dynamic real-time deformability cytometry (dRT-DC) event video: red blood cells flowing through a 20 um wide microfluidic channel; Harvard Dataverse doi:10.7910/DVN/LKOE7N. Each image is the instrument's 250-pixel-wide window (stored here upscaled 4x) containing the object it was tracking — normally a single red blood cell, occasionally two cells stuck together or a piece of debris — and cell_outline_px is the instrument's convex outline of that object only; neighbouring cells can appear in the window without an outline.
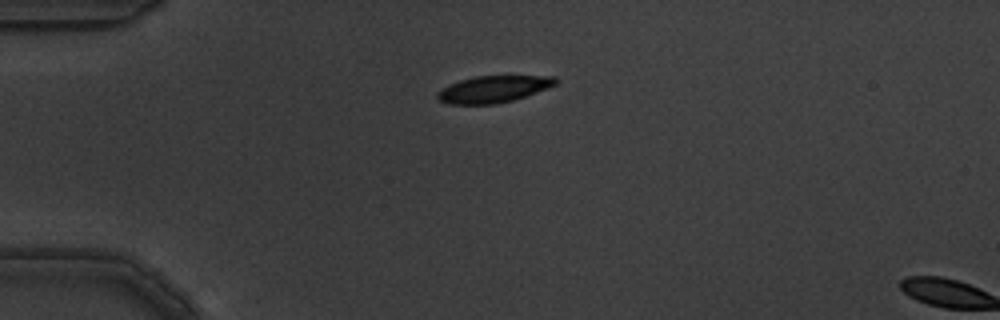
{"species": "common noctule bat (a hibernating species)", "species_latin": "Nyctalus noctula", "temperature_condition": "warm", "stored_images_in_passage": 3, "camera_frame_rate_fps": 3000, "um_per_image_px": 0.085, "animal": {"sex": "male", "body_mass_g": 19.5, "forearm_length_mm": 54.6}, "frame": {"image": 1, "passage_image": 3, "time_ms": 0.667, "image_size_px": [1000, 320], "cell_outline_px": [[560, 80], [556, 84], [548, 88], [512, 100], [496, 104], [448, 104], [440, 100], [436, 96], [436, 92], [460, 80], [476, 76], [556, 76]], "centroid_in_image_um": [41.97, 7.57], "position_along_channel_um": 43.0, "area_um2": 18.26}}